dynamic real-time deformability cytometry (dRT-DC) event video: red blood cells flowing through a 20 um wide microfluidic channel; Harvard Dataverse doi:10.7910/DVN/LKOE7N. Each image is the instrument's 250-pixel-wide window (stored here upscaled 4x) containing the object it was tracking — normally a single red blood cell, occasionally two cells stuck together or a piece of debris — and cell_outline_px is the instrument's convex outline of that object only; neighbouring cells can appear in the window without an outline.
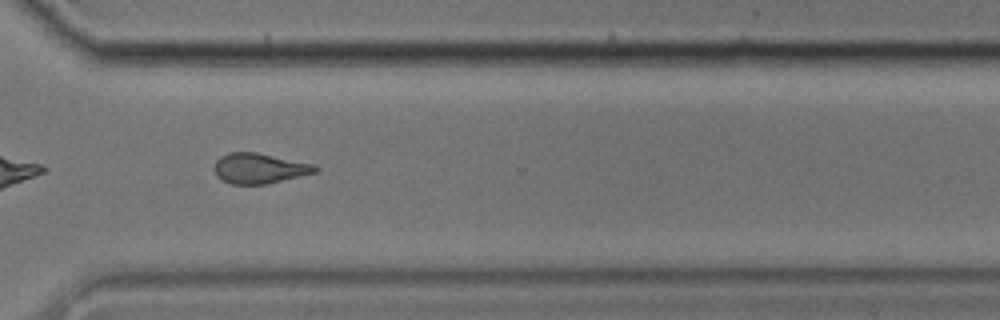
{"species": "common noctule bat (a hibernating species)", "species_latin": "Nyctalus noctula", "temperature_condition": "cold", "stored_images_in_passage": 37, "camera_frame_rate_fps": 3000, "um_per_image_px": 0.085, "animal": {"sex": "male", "body_mass_g": 17.9}, "frame": {"image": 1, "passage_image": 27, "time_ms": 8.667, "image_size_px": [1000, 320], "cell_outline_px": [[316, 168], [312, 172], [260, 184], [236, 184], [224, 180], [216, 172], [216, 164], [224, 156], [236, 152], [248, 152], [268, 156], [304, 164]], "centroid_in_image_um": [21.91, 14.33], "position_along_channel_um": 348.7, "area_um2": 15.61}, "authors_computed_cell_mechanics": {"area_um2": 14.6234, "velocity_mm_per_s": 3.5721, "shape_relaxation_time_tau1_ms": null, "shape_relaxation_time_tau2_ms": 3.6316, "deformation_change_tau1": null, "deformation_change_tau2": 0.1329}}